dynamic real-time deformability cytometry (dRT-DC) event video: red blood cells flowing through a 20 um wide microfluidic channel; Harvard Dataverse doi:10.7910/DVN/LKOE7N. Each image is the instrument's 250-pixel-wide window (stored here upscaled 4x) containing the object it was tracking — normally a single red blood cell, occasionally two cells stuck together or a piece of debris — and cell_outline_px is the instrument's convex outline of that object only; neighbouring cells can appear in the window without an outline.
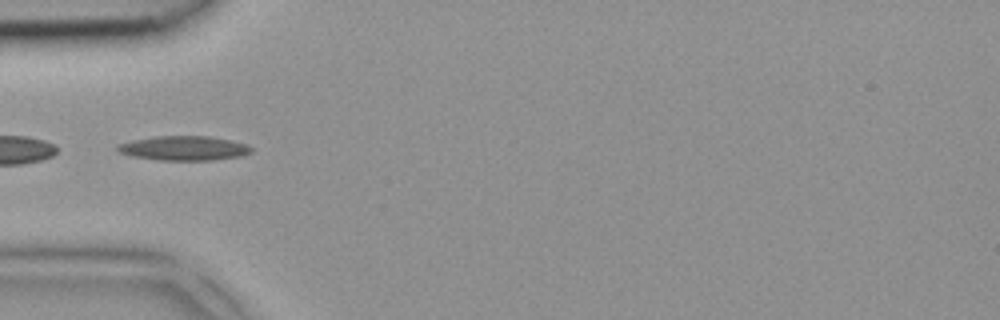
{"species": "common noctule bat (a hibernating species)", "species_latin": "Nyctalus noctula", "temperature_condition": "room temperature", "stored_images_in_passage": 1, "camera_frame_rate_fps": 3000, "um_per_image_px": 0.085, "animal": {"sex": "female", "body_mass_g": 18.4}, "frame": {"image": 1, "passage_image": 1, "time_ms": 0.0, "image_size_px": [1000, 320], "cell_outline_px": [[252, 152], [240, 156], [212, 160], [156, 160], [132, 156], [116, 152], [116, 144], [132, 140], [156, 136], [208, 136], [248, 144], [252, 148]], "centroid_in_image_um": [15.58, 12.6], "position_along_channel_um": 69.4, "area_um2": 19.13}}